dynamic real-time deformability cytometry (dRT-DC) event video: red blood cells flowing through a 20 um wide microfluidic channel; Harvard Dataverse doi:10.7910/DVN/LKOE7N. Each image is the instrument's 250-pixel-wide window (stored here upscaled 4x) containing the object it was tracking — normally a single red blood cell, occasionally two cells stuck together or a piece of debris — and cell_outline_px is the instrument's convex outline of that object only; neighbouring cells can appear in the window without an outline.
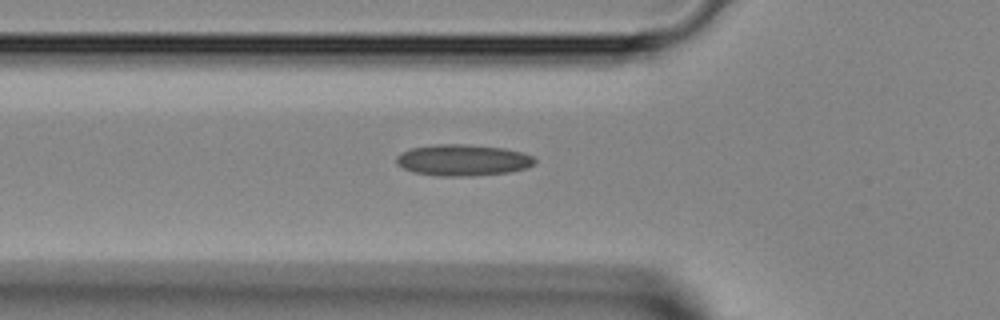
{"species": "Egyptian fruit bat (a non-hibernating species)", "species_latin": "Rousettus aegyptiacus", "temperature_condition": "room temperature", "stored_images_in_passage": 30, "camera_frame_rate_fps": 3000, "um_per_image_px": 0.085, "animal": {"sex": "female"}, "frame": {"image": 1, "passage_image": 5, "time_ms": 1.333, "image_size_px": [1000, 320], "cell_outline_px": [[536, 164], [524, 168], [508, 172], [460, 176], [440, 176], [412, 172], [396, 164], [396, 156], [400, 152], [412, 148], [432, 144], [464, 144], [504, 148], [520, 152], [532, 156], [536, 160]], "centroid_in_image_um": [39.29, 13.6], "position_along_channel_um": 86.5, "area_um2": 25.14}}
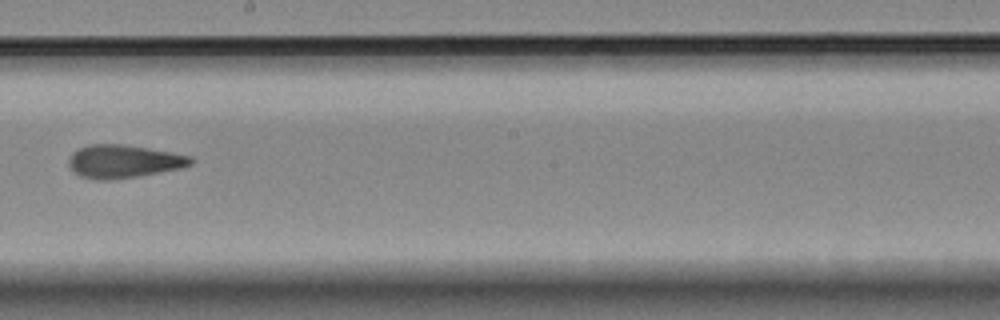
{"frame": {"image": 2, "passage_image": 15, "time_ms": 4.667, "image_size_px": [1000, 320], "cell_outline_px": [[192, 164], [180, 168], [136, 176], [108, 180], [100, 180], [80, 176], [68, 164], [68, 160], [72, 152], [88, 144], [120, 144], [148, 148], [192, 156]], "centroid_in_image_um": [10.48, 13.71], "position_along_channel_um": 237.7, "area_um2": 23.18}}
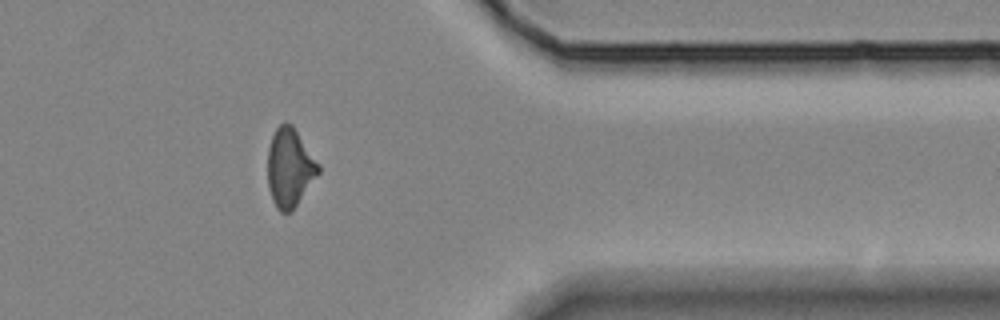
{"frame": {"image": 3, "passage_image": 26, "time_ms": 8.333, "image_size_px": [1000, 320], "cell_outline_px": [[320, 172], [292, 212], [280, 212], [276, 208], [272, 200], [268, 188], [268, 148], [272, 136], [276, 128], [284, 120], [292, 124], [320, 164]], "centroid_in_image_um": [24.63, 14.25], "position_along_channel_um": 386.8, "area_um2": 23.52}}